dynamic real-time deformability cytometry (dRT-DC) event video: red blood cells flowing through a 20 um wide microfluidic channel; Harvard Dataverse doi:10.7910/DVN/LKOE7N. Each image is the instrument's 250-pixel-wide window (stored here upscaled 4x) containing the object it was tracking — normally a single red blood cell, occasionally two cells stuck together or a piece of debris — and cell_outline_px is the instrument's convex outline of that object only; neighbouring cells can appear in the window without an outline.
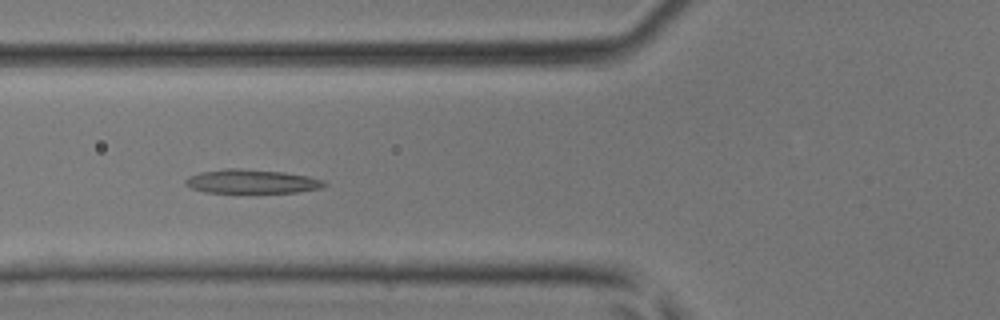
{"species": "common noctule bat (a hibernating species)", "species_latin": "Nyctalus noctula", "temperature_condition": "room temperature", "stored_images_in_passage": 32, "camera_frame_rate_fps": 3000, "um_per_image_px": 0.085, "animal": {"sex": "male", "body_mass_g": 17.9, "forearm_length_mm": 54.2}, "frame": {"image": 1, "passage_image": 5, "time_ms": 1.333, "image_size_px": [1000, 320], "cell_outline_px": [[328, 184], [320, 188], [296, 192], [204, 192], [192, 188], [184, 184], [184, 180], [188, 176], [200, 172], [228, 168], [240, 168], [284, 172], [308, 176], [320, 180]], "centroid_in_image_um": [21.34, 15.41], "position_along_channel_um": 104.5, "area_um2": 19.19}}
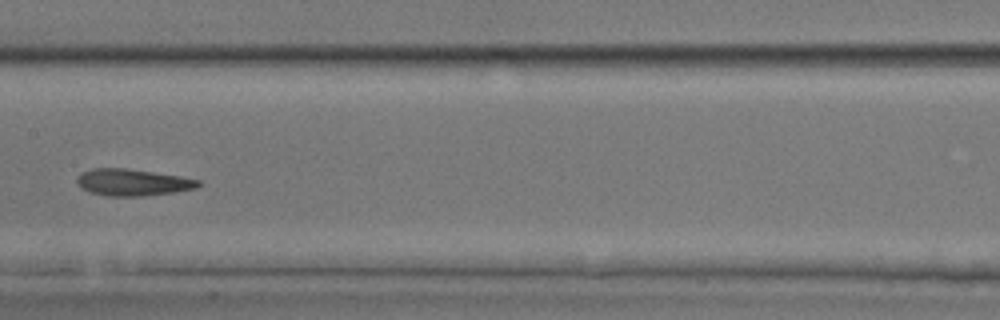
{"frame": {"image": 2, "passage_image": 11, "time_ms": 3.333, "image_size_px": [1000, 320], "cell_outline_px": [[200, 184], [196, 188], [172, 192], [144, 196], [108, 196], [88, 192], [80, 188], [76, 180], [76, 176], [80, 172], [92, 168], [124, 168], [180, 176], [200, 180]], "centroid_in_image_um": [11.2, 15.5], "position_along_channel_um": 196.2, "area_um2": 18.96}}
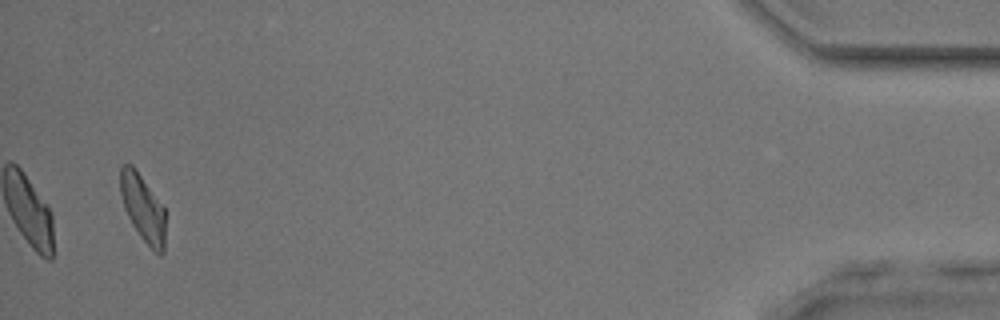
{"frame": {"image": 3, "passage_image": 31, "time_ms": 10.0, "image_size_px": [1000, 320], "cell_outline_px": [[164, 252], [160, 256], [140, 236], [132, 224], [124, 208], [120, 196], [120, 168], [124, 164], [132, 164], [164, 208]], "centroid_in_image_um": [12.12, 17.67], "position_along_channel_um": 423.1, "area_um2": 17.22}}